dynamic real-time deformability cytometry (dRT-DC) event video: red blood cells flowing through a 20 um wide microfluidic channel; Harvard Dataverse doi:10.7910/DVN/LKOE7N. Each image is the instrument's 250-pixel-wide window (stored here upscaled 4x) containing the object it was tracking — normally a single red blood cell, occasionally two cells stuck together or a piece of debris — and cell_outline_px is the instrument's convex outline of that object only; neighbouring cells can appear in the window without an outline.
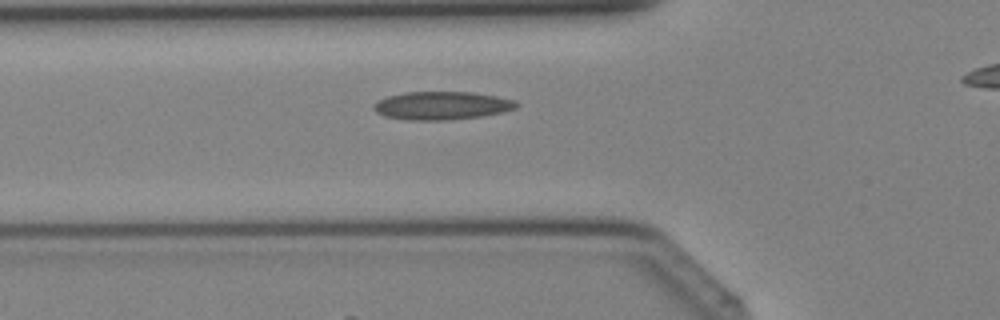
{"species": "Egyptian fruit bat (a non-hibernating species)", "species_latin": "Rousettus aegyptiacus", "temperature_condition": "cold", "stored_images_in_passage": 29, "camera_frame_rate_fps": 3000, "um_per_image_px": 0.085, "animal": {"sex": "female"}, "frame": {"image": 1, "passage_image": 8, "time_ms": 2.333, "image_size_px": [1000, 320], "cell_outline_px": [[520, 104], [516, 108], [504, 112], [480, 116], [448, 120], [404, 120], [384, 116], [376, 112], [372, 108], [372, 104], [376, 100], [388, 96], [404, 92], [472, 92], [496, 96], [512, 100]], "centroid_in_image_um": [37.5, 8.98], "position_along_channel_um": 88.3, "area_um2": 23.58}}
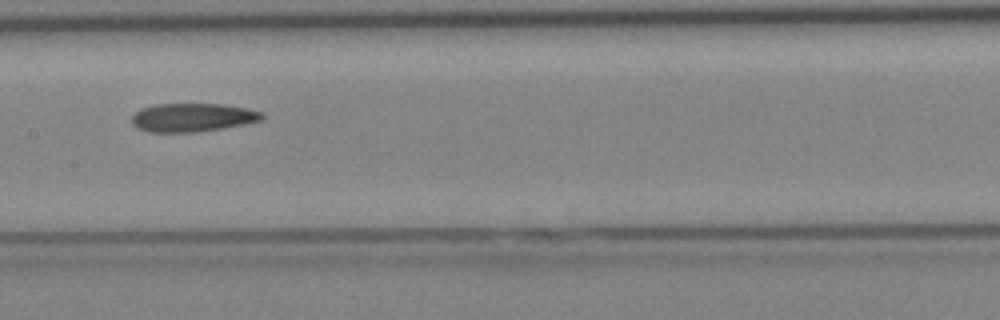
{"frame": {"image": 2, "passage_image": 14, "time_ms": 4.333, "image_size_px": [1000, 320], "cell_outline_px": [[264, 116], [260, 120], [220, 128], [196, 132], [148, 132], [132, 124], [132, 116], [140, 108], [156, 104], [224, 104], [248, 108], [264, 112]], "centroid_in_image_um": [16.35, 9.97], "position_along_channel_um": 191.1, "area_um2": 21.44}}
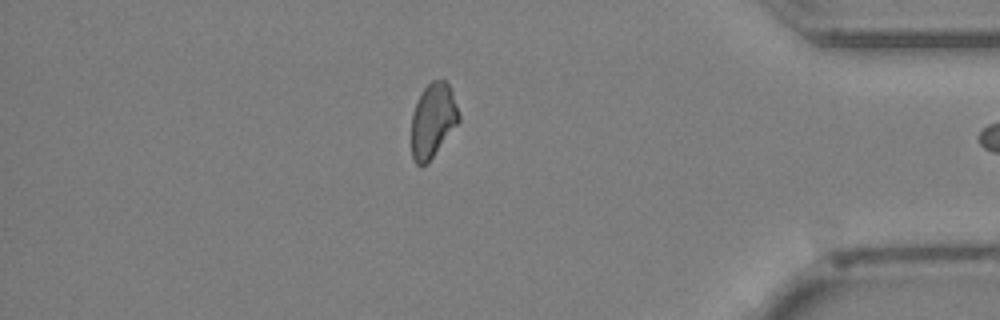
{"frame": {"image": 3, "passage_image": 28, "time_ms": 9.0, "image_size_px": [1000, 320], "cell_outline_px": [[460, 120], [432, 156], [420, 168], [416, 164], [412, 156], [412, 112], [424, 88], [432, 80], [444, 80], [448, 84], [452, 92], [460, 116]], "centroid_in_image_um": [36.79, 10.22], "position_along_channel_um": 398.4, "area_um2": 20.0}}